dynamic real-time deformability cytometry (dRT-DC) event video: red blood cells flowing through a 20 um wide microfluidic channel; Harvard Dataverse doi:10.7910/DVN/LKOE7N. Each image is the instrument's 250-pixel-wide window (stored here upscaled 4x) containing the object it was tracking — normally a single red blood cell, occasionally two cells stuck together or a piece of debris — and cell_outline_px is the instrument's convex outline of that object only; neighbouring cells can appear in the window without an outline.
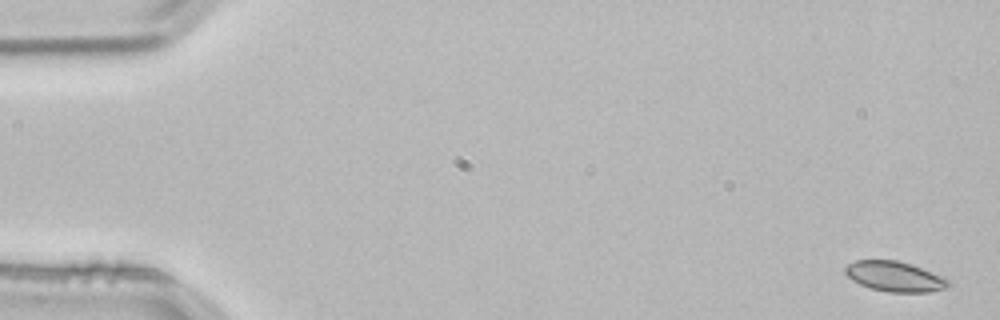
{"species": "common noctule bat (a hibernating species)", "species_latin": "Nyctalus noctula", "temperature_condition": "room temperature", "stored_images_in_passage": 4, "camera_frame_rate_fps": 3000, "um_per_image_px": 0.085, "animal": {"sex": "male", "body_mass_g": 21.5, "forearm_length_mm": 52.0}, "frame": {"image": 1, "passage_image": 1, "time_ms": 0.0, "image_size_px": [1000, 320], "cell_outline_px": [[952, 284], [944, 288], [928, 292], [888, 292], [872, 288], [860, 284], [852, 280], [844, 272], [844, 268], [848, 264], [856, 260], [896, 260], [944, 276]], "centroid_in_image_um": [76.04, 23.5], "position_along_channel_um": 9.0, "area_um2": 17.92}}
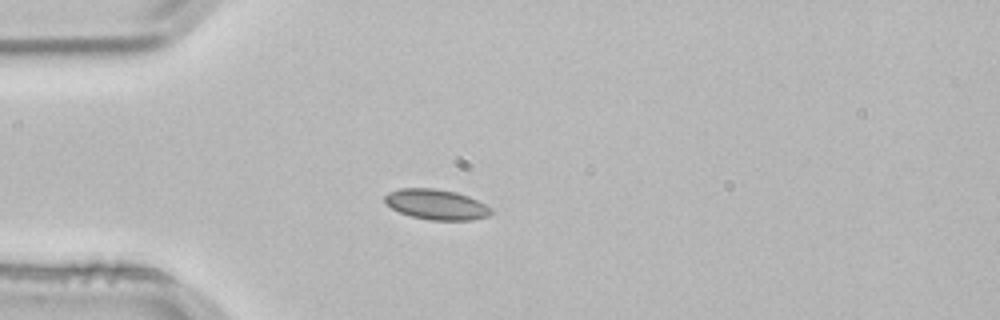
{"frame": {"image": 2, "passage_image": 4, "time_ms": 1.0, "image_size_px": [1000, 320], "cell_outline_px": [[492, 212], [488, 216], [472, 220], [432, 220], [412, 216], [400, 212], [392, 208], [384, 200], [384, 196], [388, 192], [400, 188], [436, 188], [456, 192], [468, 196], [492, 208]], "centroid_in_image_um": [37.09, 17.37], "position_along_channel_um": 47.9, "area_um2": 18.67}}